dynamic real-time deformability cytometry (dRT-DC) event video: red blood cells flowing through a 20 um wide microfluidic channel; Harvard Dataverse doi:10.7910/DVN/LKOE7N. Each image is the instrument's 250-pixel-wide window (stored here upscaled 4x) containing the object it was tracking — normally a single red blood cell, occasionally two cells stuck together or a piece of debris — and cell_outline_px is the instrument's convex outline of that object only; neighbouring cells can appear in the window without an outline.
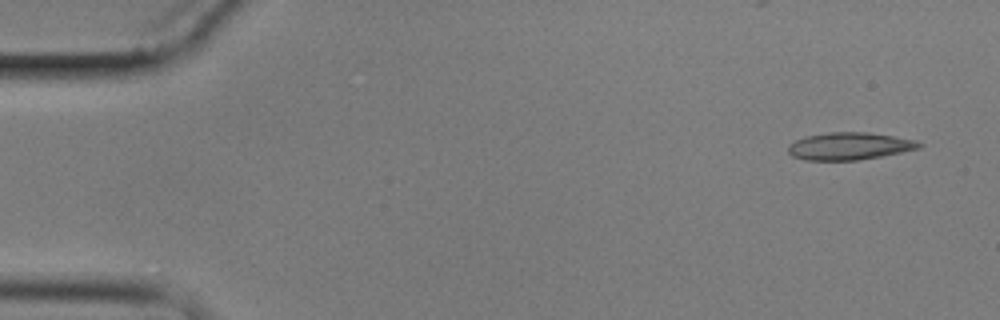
{"species": "common noctule bat (a hibernating species)", "species_latin": "Nyctalus noctula", "temperature_condition": "cold", "stored_images_in_passage": 6, "camera_frame_rate_fps": 3000, "um_per_image_px": 0.085, "animal": {"sex": "male", "body_mass_g": 17.9}, "frame": {"image": 1, "passage_image": 1, "time_ms": 0.0, "image_size_px": [1000, 320], "cell_outline_px": [[924, 144], [920, 148], [880, 156], [856, 160], [804, 160], [792, 156], [788, 152], [788, 144], [804, 136], [828, 132], [868, 132], [916, 140]], "centroid_in_image_um": [72.17, 12.41], "position_along_channel_um": 12.8, "area_um2": 20.87}}
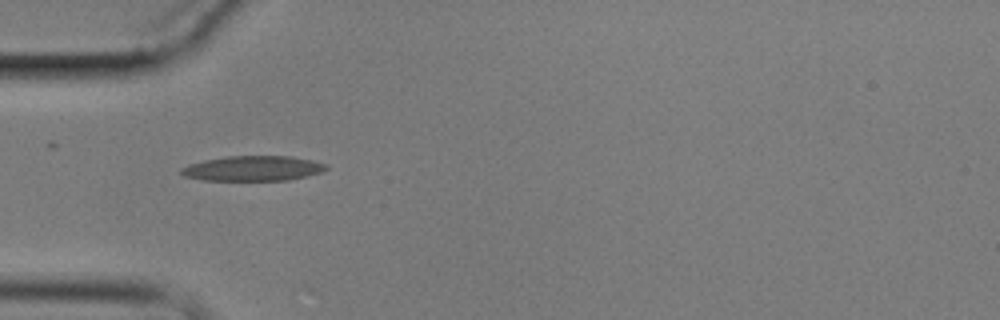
{"frame": {"image": 2, "passage_image": 5, "time_ms": 4.667, "image_size_px": [1000, 320], "cell_outline_px": [[328, 168], [324, 172], [288, 180], [204, 180], [184, 176], [180, 172], [180, 168], [188, 164], [204, 160], [224, 156], [288, 156], [312, 160], [328, 164]], "centroid_in_image_um": [21.51, 14.31], "position_along_channel_um": 63.5, "area_um2": 21.27}}
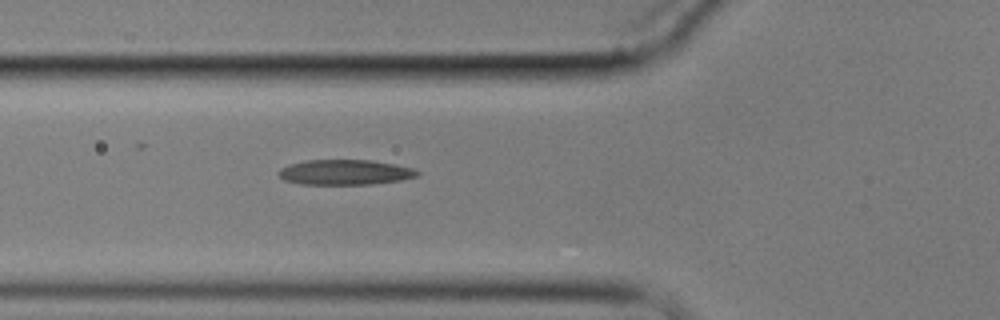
{"frame": {"image": 3, "passage_image": 6, "time_ms": 5.667, "image_size_px": [1000, 320], "cell_outline_px": [[420, 172], [416, 176], [400, 180], [368, 184], [300, 184], [284, 180], [276, 172], [280, 168], [288, 164], [308, 160], [372, 160], [412, 168]], "centroid_in_image_um": [29.26, 14.64], "position_along_channel_um": 96.5, "area_um2": 20.17}}